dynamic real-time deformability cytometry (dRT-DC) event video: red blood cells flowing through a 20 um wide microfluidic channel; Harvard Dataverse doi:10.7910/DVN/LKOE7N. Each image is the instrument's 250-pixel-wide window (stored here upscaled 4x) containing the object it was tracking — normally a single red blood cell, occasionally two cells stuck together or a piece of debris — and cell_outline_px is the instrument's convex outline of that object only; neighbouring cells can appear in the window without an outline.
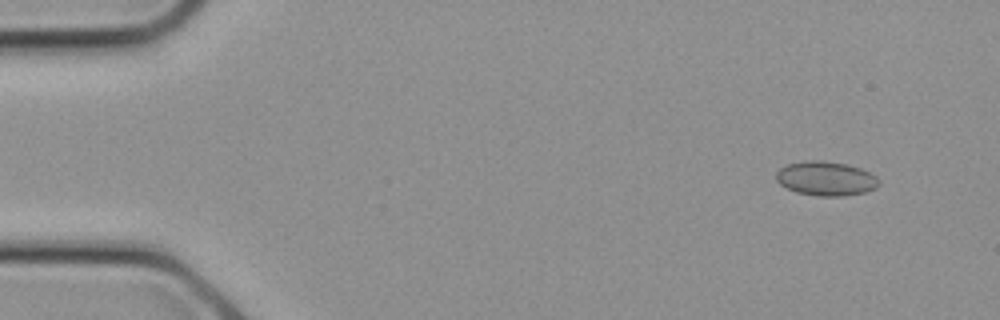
{"species": "common noctule bat (a hibernating species)", "species_latin": "Nyctalus noctula", "temperature_condition": "cold", "stored_images_in_passage": 12, "camera_frame_rate_fps": 3000, "um_per_image_px": 0.085, "animal": {"sex": "female", "body_mass_g": 21.9}, "frame": {"image": 1, "passage_image": 3, "time_ms": 0.667, "image_size_px": [1000, 320], "cell_outline_px": [[880, 184], [876, 188], [864, 192], [844, 196], [816, 196], [796, 192], [780, 184], [776, 180], [776, 172], [780, 168], [788, 164], [804, 160], [824, 160], [848, 164], [860, 168], [876, 176], [880, 180]], "centroid_in_image_um": [70.21, 15.17], "position_along_channel_um": 14.8, "area_um2": 20.69}}
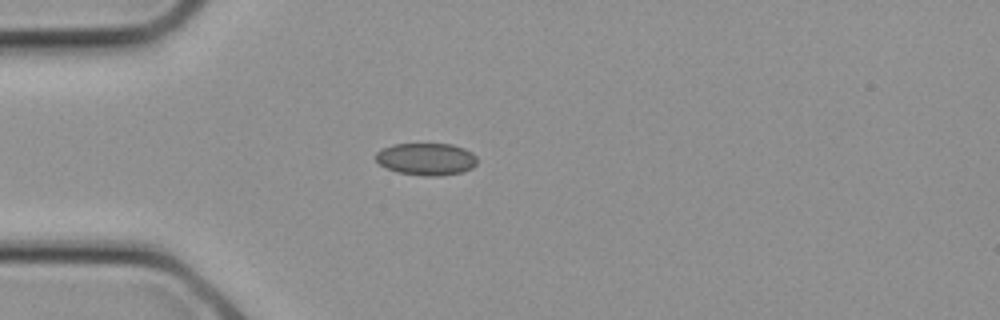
{"frame": {"image": 2, "passage_image": 8, "time_ms": 2.333, "image_size_px": [1000, 320], "cell_outline_px": [[476, 164], [472, 168], [460, 172], [436, 176], [424, 176], [396, 172], [380, 164], [376, 160], [376, 152], [380, 148], [392, 144], [452, 144], [464, 148], [472, 152], [476, 156]], "centroid_in_image_um": [36.22, 13.51], "position_along_channel_um": 48.8, "area_um2": 19.07}}
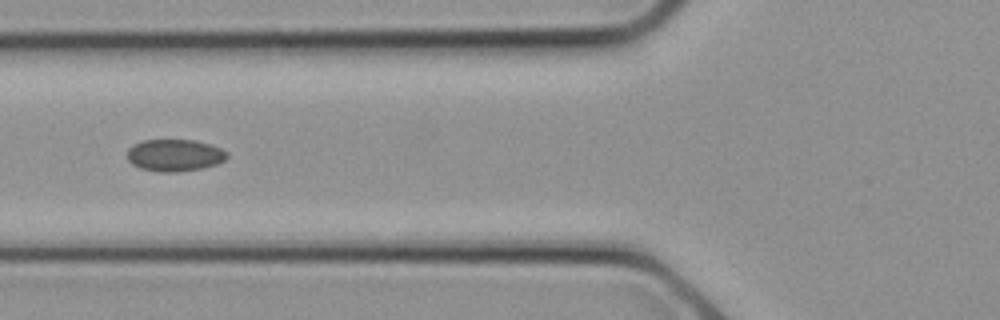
{"frame": {"image": 3, "passage_image": 11, "time_ms": 3.333, "image_size_px": [1000, 320], "cell_outline_px": [[228, 156], [224, 160], [216, 164], [200, 168], [176, 172], [156, 172], [140, 168], [132, 164], [128, 160], [128, 148], [132, 144], [144, 140], [196, 140], [220, 148], [228, 152]], "centroid_in_image_um": [14.82, 13.19], "position_along_channel_um": 111.0, "area_um2": 18.61}}